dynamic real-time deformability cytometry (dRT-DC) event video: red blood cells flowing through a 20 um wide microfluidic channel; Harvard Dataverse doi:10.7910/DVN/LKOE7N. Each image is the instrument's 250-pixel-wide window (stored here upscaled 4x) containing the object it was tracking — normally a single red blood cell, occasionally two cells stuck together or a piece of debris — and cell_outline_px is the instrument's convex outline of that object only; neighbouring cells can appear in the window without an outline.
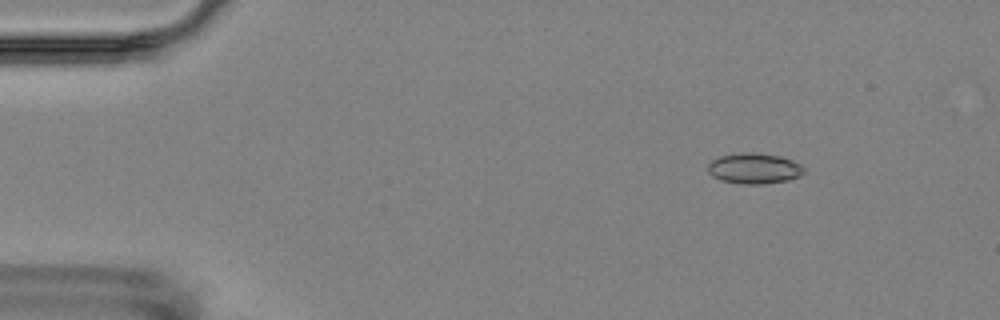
{"species": "Egyptian fruit bat (a non-hibernating species)", "species_latin": "Rousettus aegyptiacus", "temperature_condition": "room temperature", "stored_images_in_passage": 3, "camera_frame_rate_fps": 3000, "um_per_image_px": 0.085, "animal": {"sex": "female"}, "frame": {"image": 1, "passage_image": 1, "time_ms": 0.0, "image_size_px": [1000, 320], "cell_outline_px": [[808, 172], [800, 176], [788, 180], [760, 184], [740, 184], [720, 180], [712, 176], [708, 172], [708, 164], [712, 160], [720, 156], [744, 152], [752, 152], [780, 156], [792, 160], [800, 164]], "centroid_in_image_um": [64.12, 14.32], "position_along_channel_um": 20.9, "area_um2": 17.28}}